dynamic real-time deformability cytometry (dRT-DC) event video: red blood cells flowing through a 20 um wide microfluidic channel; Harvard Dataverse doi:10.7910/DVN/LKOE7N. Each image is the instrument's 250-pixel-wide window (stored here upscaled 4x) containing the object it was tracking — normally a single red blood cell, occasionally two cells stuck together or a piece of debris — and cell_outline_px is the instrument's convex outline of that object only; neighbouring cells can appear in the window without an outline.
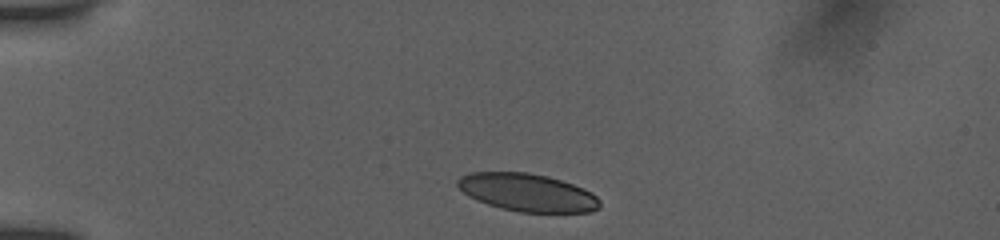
{"species": "human", "species_latin": "Homo sapiens", "temperature_condition": "room temperature", "stored_images_in_passage": 42, "camera_frame_rate_fps": 3000, "um_per_image_px": 0.085, "donor": {"sex": "female"}, "frame": {"image": 1, "passage_image": 1, "time_ms": 0.0, "image_size_px": [1000, 240], "cell_outline_px": [[600, 208], [592, 212], [520, 212], [500, 208], [476, 200], [468, 196], [456, 184], [456, 180], [460, 176], [472, 172], [528, 172], [548, 176], [584, 188], [592, 192], [600, 200]], "centroid_in_image_um": [44.83, 16.36], "position_along_channel_um": 40.2, "area_um2": 31.44}}
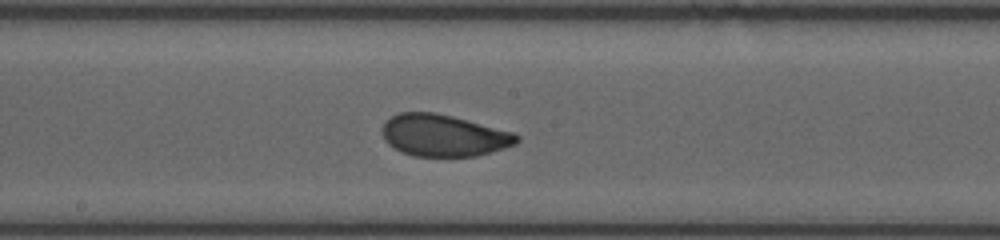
{"frame": {"image": 2, "passage_image": 18, "time_ms": 5.667, "image_size_px": [1000, 240], "cell_outline_px": [[520, 140], [516, 144], [504, 148], [476, 156], [412, 156], [400, 152], [388, 144], [384, 140], [380, 132], [384, 120], [400, 112], [436, 112], [516, 132], [520, 136]], "centroid_in_image_um": [37.69, 11.51], "position_along_channel_um": 210.5, "area_um2": 33.29}}
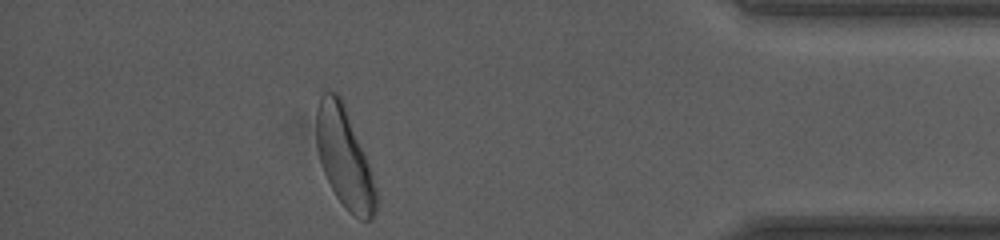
{"frame": {"image": 3, "passage_image": 36, "time_ms": 11.667, "image_size_px": [1000, 240], "cell_outline_px": [[376, 212], [372, 220], [360, 220], [348, 212], [336, 196], [324, 172], [320, 160], [316, 144], [316, 108], [320, 96], [328, 88], [336, 92], [340, 96], [344, 104], [368, 164], [372, 176], [376, 192]], "centroid_in_image_um": [29.24, 13.4], "position_along_channel_um": 406.0, "area_um2": 34.33}, "authors_computed_cell_mechanics": {"area_um2": 33.1194, "velocity_mm_per_s": 3.8517, "shape_relaxation_time_tau1_ms": 5.0496, "shape_relaxation_time_tau2_ms": 1.0751, "deformation_change_tau1": 0.147, "deformation_change_tau2": 0.0642}}